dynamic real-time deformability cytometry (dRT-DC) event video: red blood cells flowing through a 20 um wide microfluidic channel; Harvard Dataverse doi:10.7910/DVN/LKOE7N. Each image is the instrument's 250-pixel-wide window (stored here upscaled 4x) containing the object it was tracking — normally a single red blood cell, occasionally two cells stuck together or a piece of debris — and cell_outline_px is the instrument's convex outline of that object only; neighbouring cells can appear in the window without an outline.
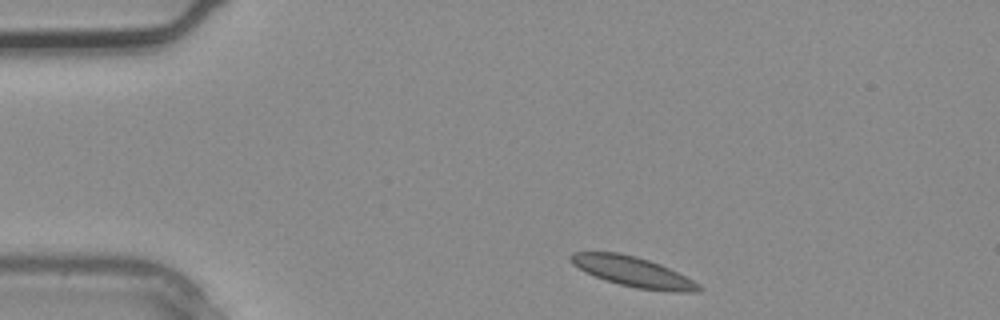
{"species": "common noctule bat (a hibernating species)", "species_latin": "Nyctalus noctula", "temperature_condition": "warm", "stored_images_in_passage": 3, "camera_frame_rate_fps": 3000, "um_per_image_px": 0.085, "animal": {"sex": "male", "body_mass_g": 20.4}, "frame": {"image": 1, "passage_image": 1, "time_ms": 0.0, "image_size_px": [1000, 320], "cell_outline_px": [[704, 288], [696, 292], [672, 292], [636, 288], [604, 280], [584, 272], [572, 264], [568, 260], [568, 256], [572, 252], [620, 252], [636, 256], [660, 264], [700, 284]], "centroid_in_image_um": [53.76, 23.1], "position_along_channel_um": 31.2, "area_um2": 22.54}}
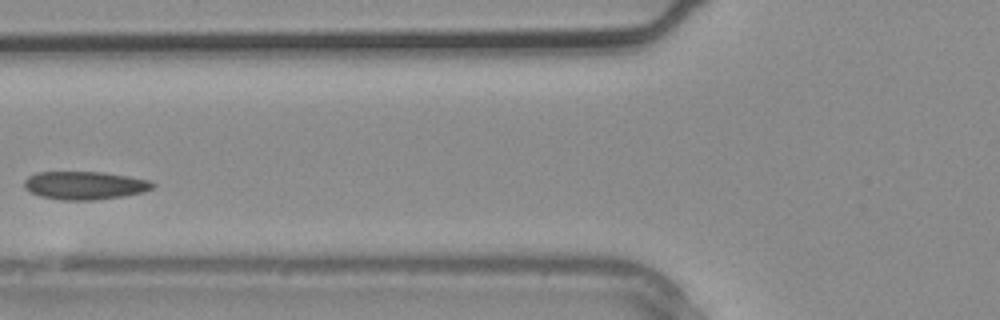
{"frame": {"image": 2, "passage_image": 3, "time_ms": 0.667, "image_size_px": [1000, 320], "cell_outline_px": [[156, 184], [152, 188], [144, 192], [124, 196], [92, 200], [60, 200], [40, 196], [28, 192], [24, 188], [24, 180], [28, 176], [36, 172], [104, 172], [128, 176], [148, 180]], "centroid_in_image_um": [7.17, 15.76], "position_along_channel_um": 118.6, "area_um2": 21.21}}